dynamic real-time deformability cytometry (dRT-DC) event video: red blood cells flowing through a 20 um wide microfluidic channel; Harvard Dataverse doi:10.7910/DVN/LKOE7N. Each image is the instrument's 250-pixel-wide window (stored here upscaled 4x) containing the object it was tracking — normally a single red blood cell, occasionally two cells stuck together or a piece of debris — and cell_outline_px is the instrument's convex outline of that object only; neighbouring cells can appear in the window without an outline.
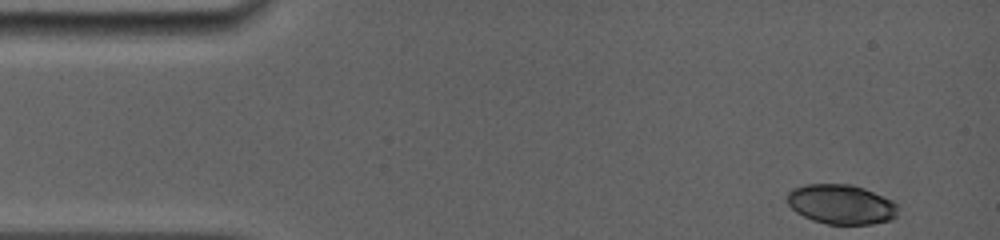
{"species": "common noctule bat (a hibernating species)", "species_latin": "Nyctalus noctula", "temperature_condition": "room temperature", "stored_images_in_passage": 9, "camera_frame_rate_fps": 5000, "um_per_image_px": 0.085, "animal": {"sex": "female", "body_mass_g": 19.0, "forearm_length_mm": 56.7}, "frame": {"image": 1, "passage_image": 1, "time_ms": 0.0, "image_size_px": [1000, 240], "cell_outline_px": [[896, 216], [892, 220], [872, 224], [828, 224], [812, 220], [796, 212], [788, 204], [788, 192], [792, 188], [804, 184], [852, 184], [864, 188], [892, 200], [896, 204]], "centroid_in_image_um": [71.49, 17.36], "position_along_channel_um": 13.5, "area_um2": 25.61}}
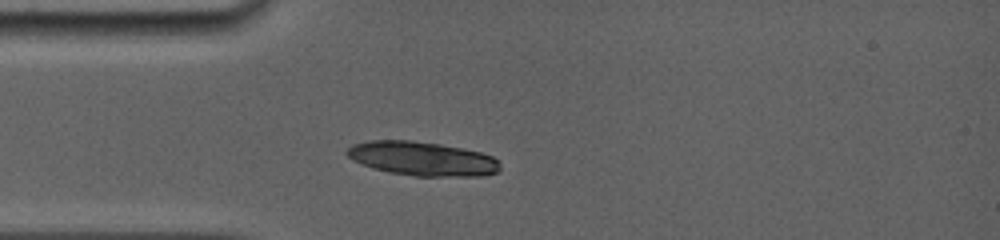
{"frame": {"image": 2, "passage_image": 9, "time_ms": 3.2, "image_size_px": [1000, 240], "cell_outline_px": [[500, 172], [484, 176], [416, 176], [388, 172], [372, 168], [352, 160], [344, 152], [352, 144], [368, 140], [412, 140], [440, 144], [480, 152], [492, 156], [500, 160]], "centroid_in_image_um": [35.9, 13.49], "position_along_channel_um": 49.1, "area_um2": 30.69}}